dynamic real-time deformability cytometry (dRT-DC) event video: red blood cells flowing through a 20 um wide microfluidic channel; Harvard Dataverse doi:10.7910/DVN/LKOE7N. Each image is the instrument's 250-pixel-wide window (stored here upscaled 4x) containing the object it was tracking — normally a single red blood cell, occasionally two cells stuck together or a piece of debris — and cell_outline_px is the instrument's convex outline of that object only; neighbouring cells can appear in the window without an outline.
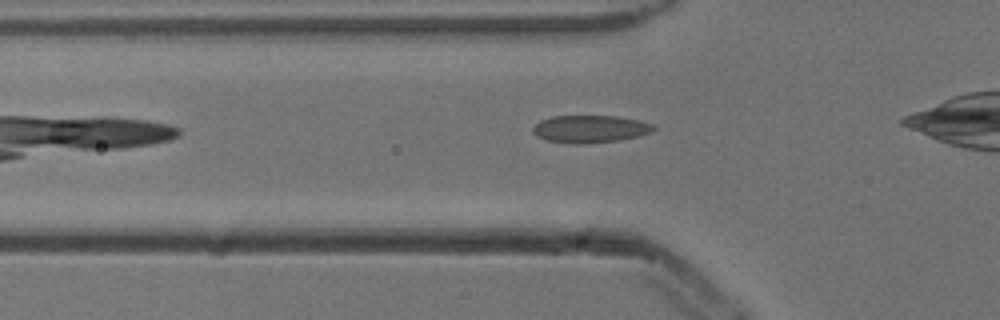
{"species": "common noctule bat (a hibernating species)", "species_latin": "Nyctalus noctula", "temperature_condition": "cold", "stored_images_in_passage": 32, "camera_frame_rate_fps": 3000, "um_per_image_px": 0.085, "animal": {"sex": "male", "body_mass_g": 13.3}, "frame": {"image": 1, "passage_image": 6, "time_ms": 1.667, "image_size_px": [1000, 320], "cell_outline_px": [[656, 128], [652, 132], [636, 136], [616, 140], [584, 144], [572, 144], [544, 140], [536, 136], [532, 132], [532, 128], [540, 120], [552, 116], [616, 116], [636, 120], [652, 124]], "centroid_in_image_um": [50.09, 10.96], "position_along_channel_um": 75.7, "area_um2": 19.25}}
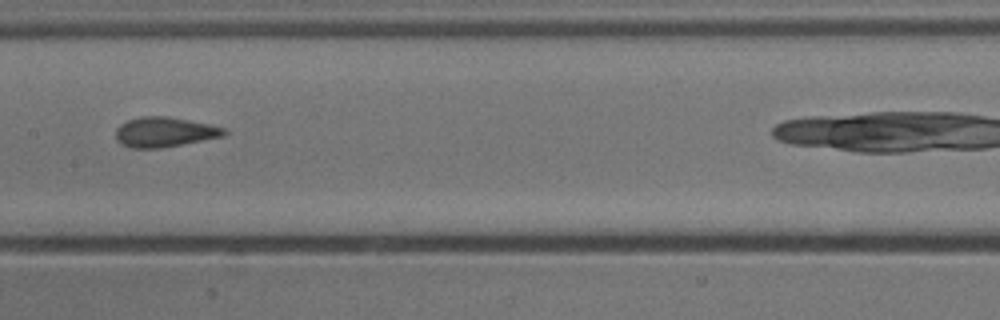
{"frame": {"image": 2, "passage_image": 15, "time_ms": 4.667, "image_size_px": [1000, 320], "cell_outline_px": [[228, 132], [224, 136], [160, 148], [132, 148], [120, 144], [116, 140], [116, 128], [120, 124], [128, 120], [140, 116], [168, 116], [208, 124], [224, 128]], "centroid_in_image_um": [13.95, 11.22], "position_along_channel_um": 193.5, "area_um2": 18.84}}
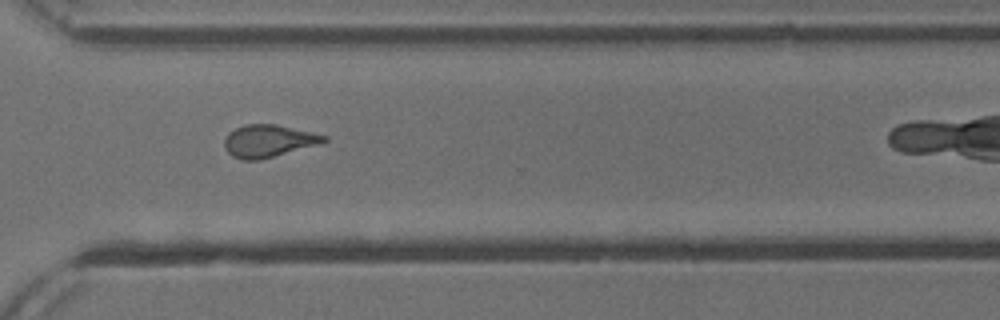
{"frame": {"image": 3, "passage_image": 27, "time_ms": 8.667, "image_size_px": [1000, 320], "cell_outline_px": [[328, 140], [316, 144], [260, 160], [240, 160], [232, 156], [228, 152], [224, 144], [224, 140], [228, 132], [244, 124], [276, 124], [328, 136]], "centroid_in_image_um": [22.76, 11.97], "position_along_channel_um": 347.8, "area_um2": 18.55}}